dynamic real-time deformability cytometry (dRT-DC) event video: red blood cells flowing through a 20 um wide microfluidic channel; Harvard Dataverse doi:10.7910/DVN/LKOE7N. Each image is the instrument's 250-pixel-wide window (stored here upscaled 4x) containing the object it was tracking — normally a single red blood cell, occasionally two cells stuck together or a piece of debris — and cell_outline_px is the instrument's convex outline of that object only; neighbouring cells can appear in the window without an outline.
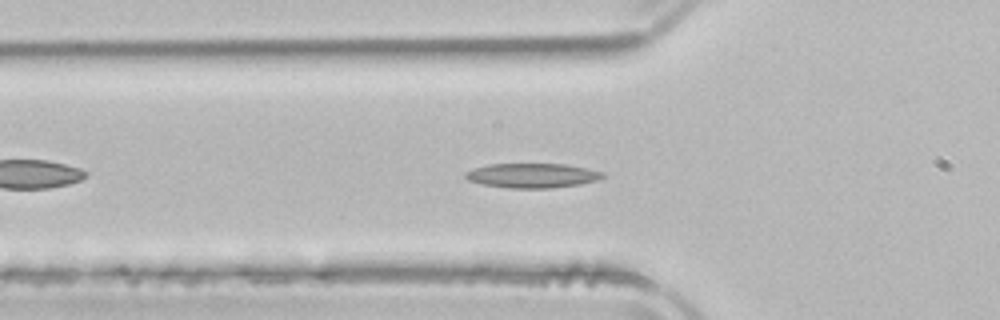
{"species": "common noctule bat (a hibernating species)", "species_latin": "Nyctalus noctula", "temperature_condition": "room temperature", "stored_images_in_passage": 44, "camera_frame_rate_fps": 3000, "um_per_image_px": 0.085, "animal": {"sex": "male", "body_mass_g": 21.5, "forearm_length_mm": 52.0}, "frame": {"image": 1, "passage_image": 8, "time_ms": 2.333, "image_size_px": [1000, 320], "cell_outline_px": [[604, 176], [600, 180], [580, 184], [552, 188], [512, 188], [484, 184], [468, 180], [464, 176], [464, 172], [472, 168], [488, 164], [564, 164], [588, 168], [604, 172]], "centroid_in_image_um": [45.26, 14.91], "position_along_channel_um": 80.5, "area_um2": 19.71}}
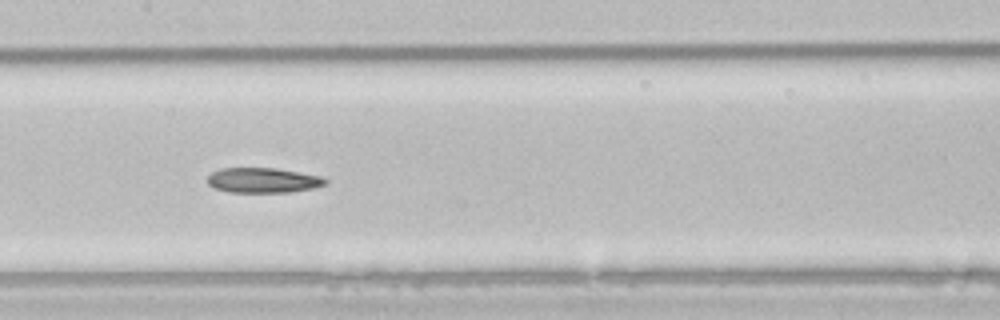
{"frame": {"image": 2, "passage_image": 16, "time_ms": 5.0, "image_size_px": [1000, 320], "cell_outline_px": [[328, 184], [312, 188], [292, 192], [228, 192], [212, 188], [208, 184], [208, 176], [212, 172], [220, 168], [276, 168], [320, 176], [328, 180]], "centroid_in_image_um": [22.34, 15.33], "position_along_channel_um": 185.1, "area_um2": 17.28}}
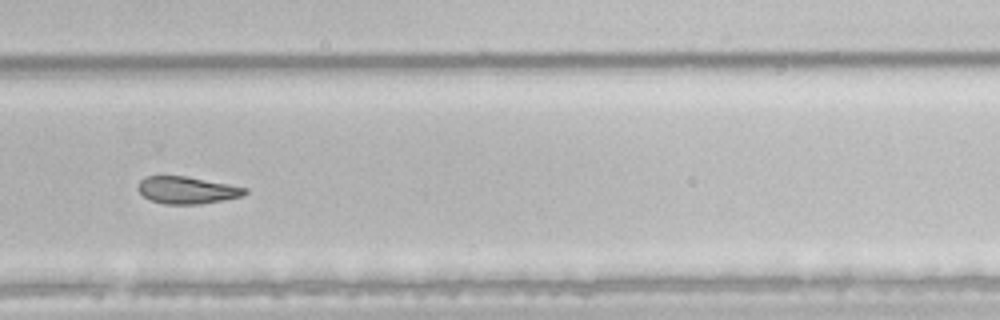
{"frame": {"image": 3, "passage_image": 26, "time_ms": 8.333, "image_size_px": [1000, 320], "cell_outline_px": [[248, 192], [244, 196], [224, 200], [200, 204], [164, 204], [152, 200], [144, 196], [136, 188], [140, 180], [144, 176], [184, 176], [228, 184], [248, 188]], "centroid_in_image_um": [15.91, 16.16], "position_along_channel_um": 313.9, "area_um2": 16.94}, "authors_computed_cell_mechanics": {"area_um2": 18.9584, "velocity_mm_per_s": 3.8881, "shape_relaxation_time_tau1_ms": 11.0394, "shape_relaxation_time_tau2_ms": null, "deformation_change_tau1": 0.2133, "deformation_change_tau2": null}}